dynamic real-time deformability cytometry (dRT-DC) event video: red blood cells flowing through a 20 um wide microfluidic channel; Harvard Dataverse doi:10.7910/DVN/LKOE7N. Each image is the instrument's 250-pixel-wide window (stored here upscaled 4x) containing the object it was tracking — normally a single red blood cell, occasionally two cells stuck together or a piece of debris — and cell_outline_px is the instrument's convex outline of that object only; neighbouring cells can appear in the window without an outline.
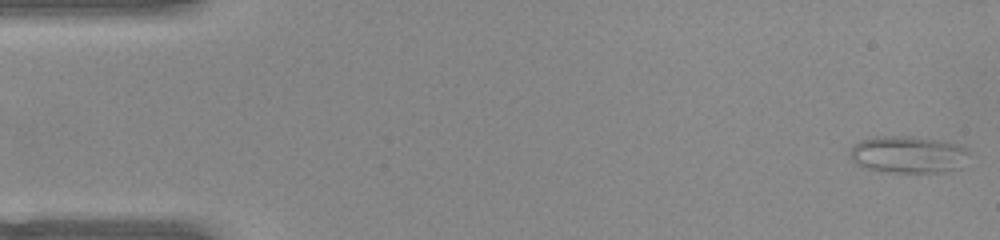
{"species": "common noctule bat (a hibernating species)", "species_latin": "Nyctalus noctula", "temperature_condition": "warm", "stored_images_in_passage": 52, "camera_frame_rate_fps": 3000, "um_per_image_px": 0.085, "animal": {"sex": "female", "body_mass_g": 22.0, "forearm_length_mm": 56.7}, "frame": {"image": 1, "passage_image": 1, "time_ms": 0.0, "image_size_px": [1000, 240], "cell_outline_px": [[968, 152], [960, 168], [944, 172], [896, 172], [860, 168], [848, 156], [852, 148], [860, 140], [876, 136], [916, 136], [940, 140], [956, 144], [968, 148]], "centroid_in_image_um": [77.16, 13.13], "position_along_channel_um": 7.8, "area_um2": 25.84}}
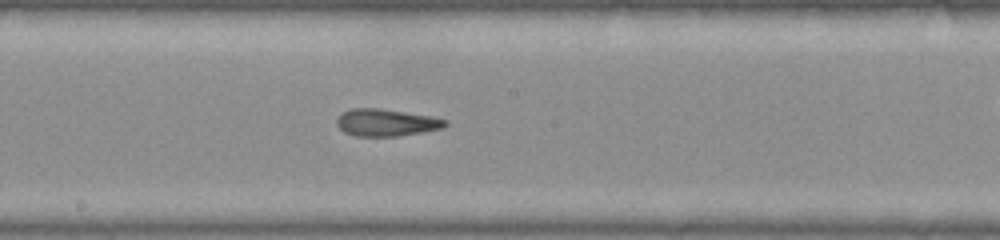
{"frame": {"image": 2, "passage_image": 27, "time_ms": 8.667, "image_size_px": [1000, 240], "cell_outline_px": [[448, 124], [444, 128], [396, 136], [356, 136], [344, 132], [336, 124], [336, 116], [340, 112], [348, 108], [380, 108], [432, 116], [448, 120]], "centroid_in_image_um": [32.79, 10.4], "position_along_channel_um": 215.4, "area_um2": 17.4}}
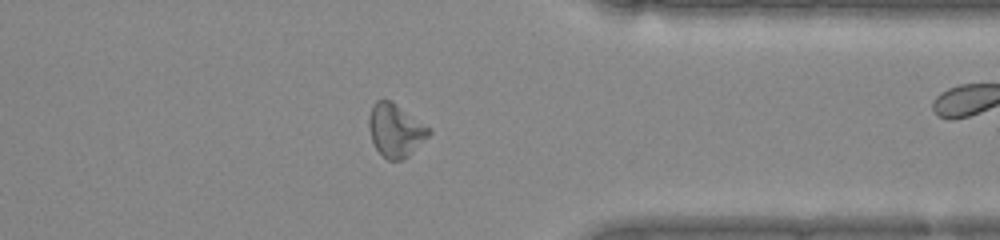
{"frame": {"image": 3, "passage_image": 40, "time_ms": 13.0, "image_size_px": [1000, 240], "cell_outline_px": [[432, 132], [404, 160], [388, 160], [376, 148], [372, 140], [368, 128], [368, 120], [372, 104], [376, 100], [384, 96], [392, 100], [432, 128]], "centroid_in_image_um": [33.61, 11.01], "position_along_channel_um": 377.8, "area_um2": 18.96}, "authors_computed_cell_mechanics": {"area_um2": 18.4382, "velocity_mm_per_s": 3.9462, "shape_relaxation_time_tau1_ms": 4.5845, "shape_relaxation_time_tau2_ms": 3.1187, "deformation_change_tau1": 0.1179, "deformation_change_tau2": 0.1223}}